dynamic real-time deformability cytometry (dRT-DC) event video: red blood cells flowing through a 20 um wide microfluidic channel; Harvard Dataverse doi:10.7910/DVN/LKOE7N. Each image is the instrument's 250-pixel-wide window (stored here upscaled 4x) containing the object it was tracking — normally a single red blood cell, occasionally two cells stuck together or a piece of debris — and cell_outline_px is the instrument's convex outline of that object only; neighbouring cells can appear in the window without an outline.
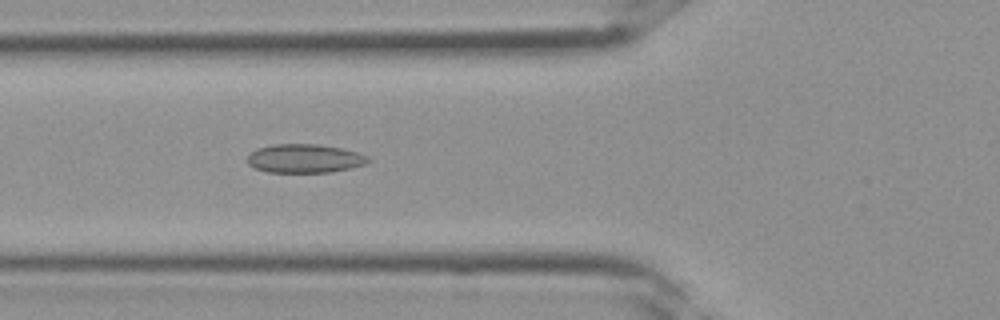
{"species": "Egyptian fruit bat (a non-hibernating species)", "species_latin": "Rousettus aegyptiacus", "temperature_condition": "room temperature", "stored_images_in_passage": 36, "camera_frame_rate_fps": 3000, "um_per_image_px": 0.085, "frame": {"image": 1, "passage_image": 13, "time_ms": 4.0, "image_size_px": [1000, 320], "cell_outline_px": [[372, 160], [364, 164], [332, 172], [268, 172], [256, 168], [248, 164], [248, 156], [256, 148], [272, 144], [316, 144], [340, 148], [356, 152], [368, 156]], "centroid_in_image_um": [25.88, 13.47], "position_along_channel_um": 99.9, "area_um2": 20.06}}
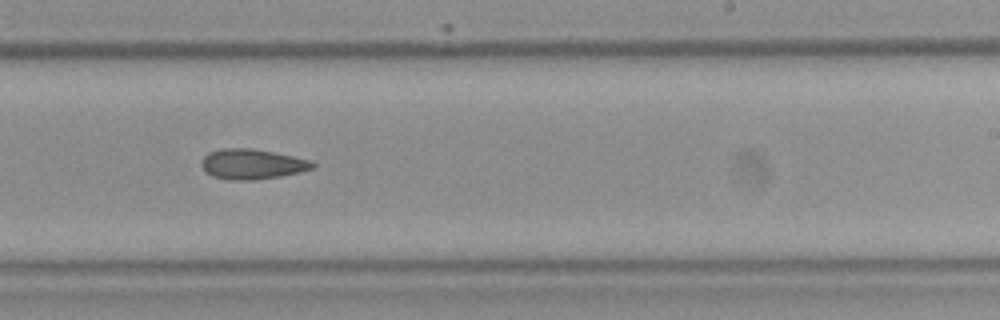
{"frame": {"image": 2, "passage_image": 22, "time_ms": 7.0, "image_size_px": [1000, 320], "cell_outline_px": [[316, 164], [312, 168], [300, 172], [280, 176], [256, 180], [228, 180], [212, 176], [204, 172], [200, 164], [200, 160], [208, 152], [220, 148], [252, 148], [312, 160]], "centroid_in_image_um": [21.37, 13.95], "position_along_channel_um": 267.6, "area_um2": 19.77}}
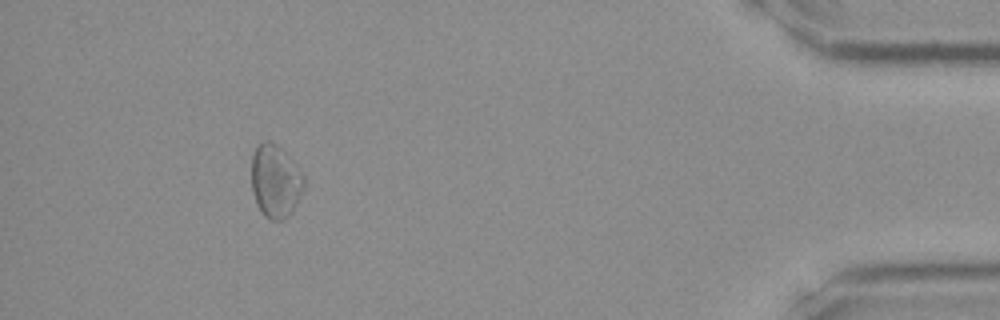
{"frame": {"image": 3, "passage_image": 33, "time_ms": 10.667, "image_size_px": [1000, 320], "cell_outline_px": [[304, 188], [292, 212], [284, 220], [268, 220], [260, 212], [252, 192], [252, 156], [256, 144], [260, 140], [268, 140], [276, 144], [288, 156], [304, 176]], "centroid_in_image_um": [23.38, 15.4], "position_along_channel_um": 411.8, "area_um2": 22.48}}